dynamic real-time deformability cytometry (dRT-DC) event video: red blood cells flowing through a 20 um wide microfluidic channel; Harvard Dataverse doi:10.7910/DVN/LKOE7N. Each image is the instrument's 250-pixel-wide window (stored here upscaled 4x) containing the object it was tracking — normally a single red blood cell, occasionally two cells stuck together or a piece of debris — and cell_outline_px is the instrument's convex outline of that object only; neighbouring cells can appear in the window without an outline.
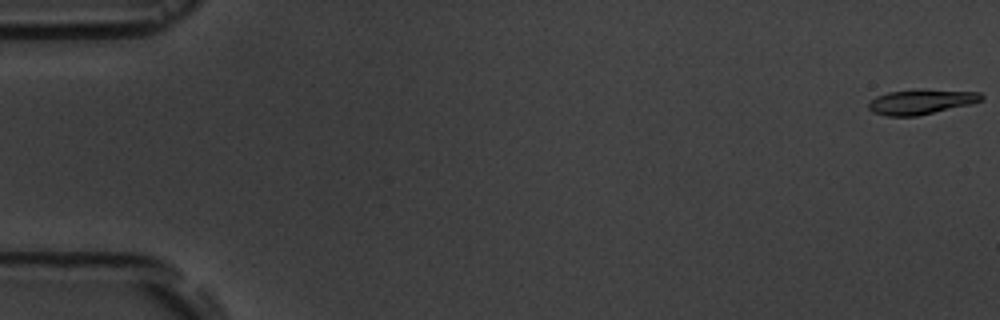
{"species": "common noctule bat (a hibernating species)", "species_latin": "Nyctalus noctula", "temperature_condition": "room temperature", "stored_images_in_passage": 7, "camera_frame_rate_fps": 3000, "um_per_image_px": 0.085, "animal": {"sex": "male", "body_mass_g": 19.5, "forearm_length_mm": 54.6}, "frame": {"image": 1, "passage_image": 1, "time_ms": 0.0, "image_size_px": [1000, 320], "cell_outline_px": [[984, 100], [972, 104], [916, 116], [888, 116], [872, 112], [868, 108], [868, 104], [876, 96], [888, 92], [980, 92], [984, 96]], "centroid_in_image_um": [78.27, 8.71], "position_along_channel_um": 6.7, "area_um2": 15.37}}
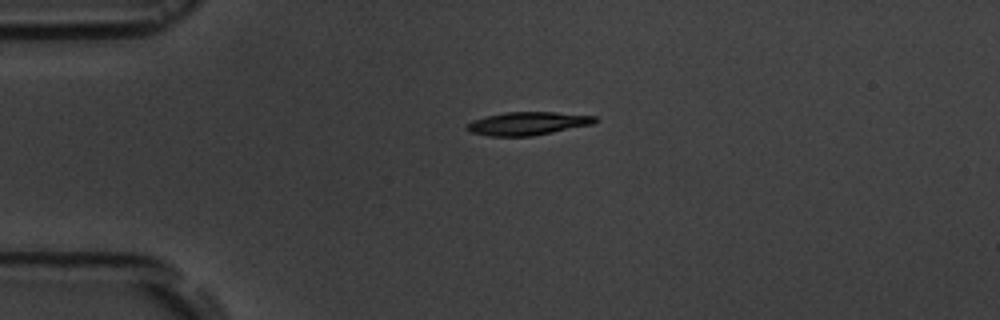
{"frame": {"image": 2, "passage_image": 5, "time_ms": 4.333, "image_size_px": [1000, 320], "cell_outline_px": [[600, 120], [592, 124], [532, 136], [488, 136], [468, 132], [464, 128], [472, 120], [484, 116], [508, 112], [556, 112], [596, 116]], "centroid_in_image_um": [44.82, 10.49], "position_along_channel_um": 40.2, "area_um2": 17.4}}
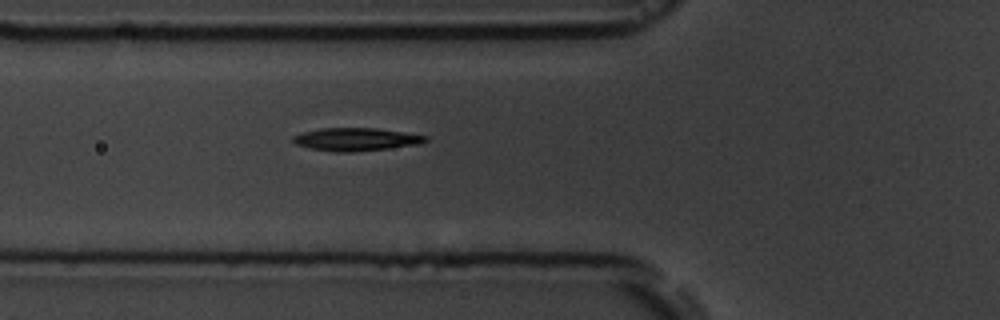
{"frame": {"image": 3, "passage_image": 7, "time_ms": 6.667, "image_size_px": [1000, 320], "cell_outline_px": [[428, 140], [420, 144], [388, 148], [352, 152], [336, 152], [308, 148], [296, 144], [292, 140], [292, 136], [304, 132], [320, 128], [376, 128], [428, 136]], "centroid_in_image_um": [30.24, 11.84], "position_along_channel_um": 95.6, "area_um2": 17.63}}